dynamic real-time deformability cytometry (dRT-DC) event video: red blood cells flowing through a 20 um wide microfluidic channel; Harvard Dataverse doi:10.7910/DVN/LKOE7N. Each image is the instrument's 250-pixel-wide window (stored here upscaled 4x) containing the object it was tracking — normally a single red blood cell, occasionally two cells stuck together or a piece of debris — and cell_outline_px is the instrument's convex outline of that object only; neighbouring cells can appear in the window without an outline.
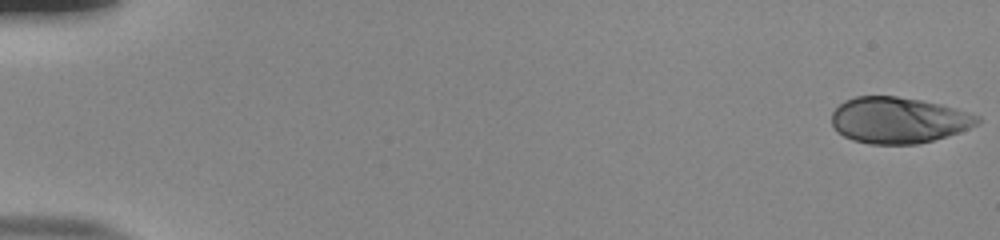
{"species": "human", "species_latin": "Homo sapiens", "temperature_condition": "room temperature", "stored_images_in_passage": 54, "camera_frame_rate_fps": 3000, "um_per_image_px": 0.085, "donor": {"sex": "male"}, "frame": {"image": 1, "passage_image": 1, "time_ms": 0.0, "image_size_px": [1000, 240], "cell_outline_px": [[984, 120], [960, 132], [948, 136], [916, 144], [868, 144], [852, 140], [836, 132], [832, 124], [832, 112], [844, 100], [856, 96], [896, 96], [920, 100], [940, 104], [956, 108], [980, 116]], "centroid_in_image_um": [76.37, 10.22], "position_along_channel_um": 8.6, "area_um2": 39.36}}
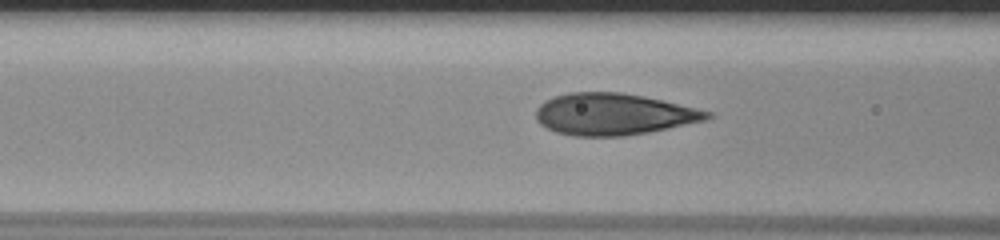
{"frame": {"image": 2, "passage_image": 23, "time_ms": 7.333, "image_size_px": [1000, 240], "cell_outline_px": [[716, 116], [708, 120], [648, 132], [624, 136], [576, 136], [556, 132], [540, 124], [536, 120], [536, 108], [544, 100], [552, 96], [568, 92], [620, 92], [644, 96], [712, 112]], "centroid_in_image_um": [52.14, 9.7], "position_along_channel_um": 114.5, "area_um2": 41.73}}
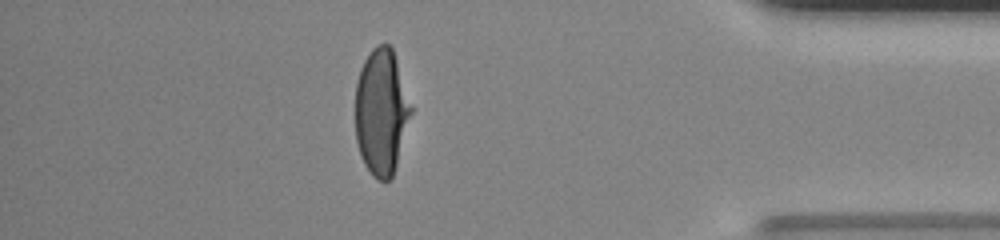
{"frame": {"image": 3, "passage_image": 48, "time_ms": 15.667, "image_size_px": [1000, 240], "cell_outline_px": [[412, 112], [396, 164], [392, 176], [388, 180], [376, 180], [372, 176], [364, 164], [360, 156], [356, 140], [356, 84], [360, 68], [364, 60], [372, 48], [376, 44], [388, 44], [392, 48], [412, 108]], "centroid_in_image_um": [32.39, 9.51], "position_along_channel_um": 402.8, "area_um2": 40.58}, "authors_computed_cell_mechanics": {"area_um2": 41.7605, "velocity_mm_per_s": 3.8443, "shape_relaxation_time_tau1_ms": 4.6289, "shape_relaxation_time_tau2_ms": null, "deformation_change_tau1": 0.2172, "deformation_change_tau2": null}}